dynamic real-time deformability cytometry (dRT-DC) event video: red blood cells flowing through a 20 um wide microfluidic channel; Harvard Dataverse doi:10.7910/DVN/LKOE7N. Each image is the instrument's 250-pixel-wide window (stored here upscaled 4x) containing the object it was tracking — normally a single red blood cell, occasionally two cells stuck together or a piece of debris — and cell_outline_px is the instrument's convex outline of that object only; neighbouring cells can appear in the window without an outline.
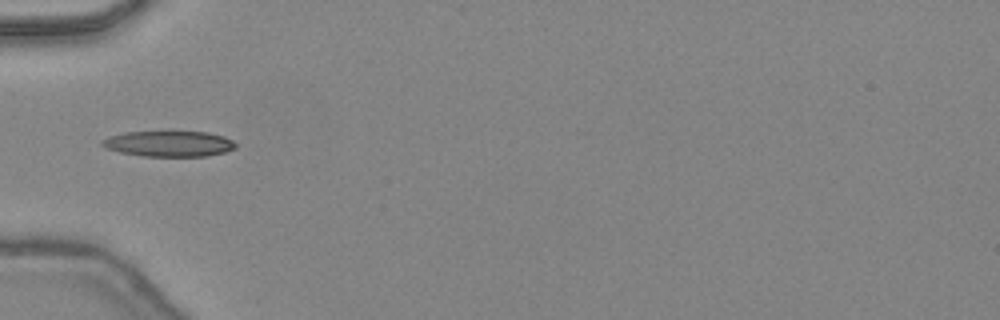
{"species": "common noctule bat (a hibernating species)", "species_latin": "Nyctalus noctula", "temperature_condition": "warm", "stored_images_in_passage": 31, "camera_frame_rate_fps": 3000, "um_per_image_px": 0.085, "animal": {"sex": "female", "body_mass_g": 24.6, "forearm_length_mm": 56.2}, "frame": {"image": 1, "passage_image": 1, "time_ms": 0.0, "image_size_px": [1000, 320], "cell_outline_px": [[236, 148], [224, 152], [208, 156], [144, 156], [120, 152], [104, 148], [100, 144], [100, 140], [108, 136], [124, 132], [168, 128], [208, 132], [224, 136], [232, 140], [236, 144]], "centroid_in_image_um": [14.32, 12.15], "position_along_channel_um": 70.7, "area_um2": 21.27}}
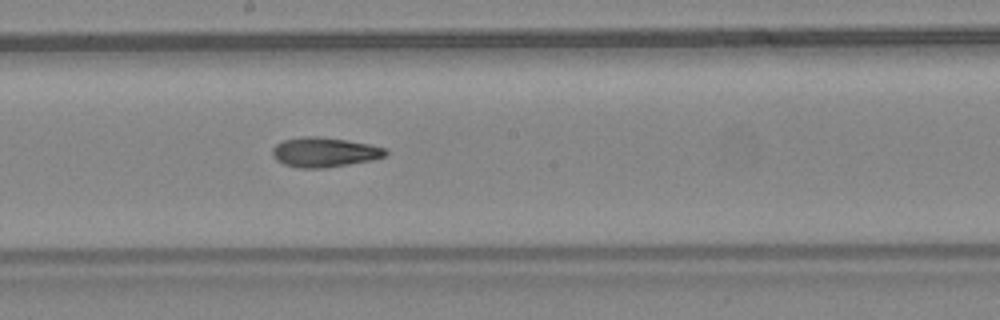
{"frame": {"image": 2, "passage_image": 11, "time_ms": 3.333, "image_size_px": [1000, 320], "cell_outline_px": [[388, 152], [384, 156], [372, 160], [324, 168], [296, 168], [284, 164], [276, 160], [272, 156], [272, 148], [276, 144], [284, 140], [304, 136], [320, 136], [368, 144], [384, 148]], "centroid_in_image_um": [27.52, 12.94], "position_along_channel_um": 220.7, "area_um2": 19.48}}
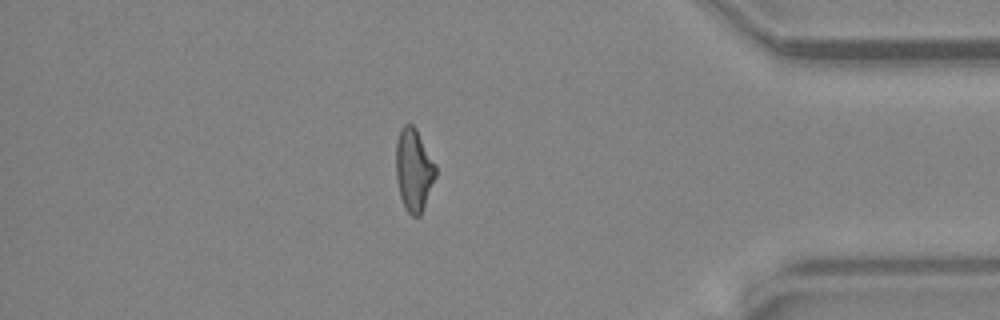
{"frame": {"image": 3, "passage_image": 25, "time_ms": 8.0, "image_size_px": [1000, 320], "cell_outline_px": [[436, 176], [420, 216], [412, 216], [404, 208], [400, 196], [396, 176], [396, 140], [400, 128], [404, 124], [412, 124], [416, 128], [436, 164]], "centroid_in_image_um": [35.16, 14.42], "position_along_channel_um": 400.0, "area_um2": 19.19}, "authors_computed_cell_mechanics": {"area_um2": 19.1896, "velocity_mm_per_s": 4.4953, "shape_relaxation_time_tau1_ms": null, "shape_relaxation_time_tau2_ms": 3.0613, "deformation_change_tau1": null, "deformation_change_tau2": 0.1301}}